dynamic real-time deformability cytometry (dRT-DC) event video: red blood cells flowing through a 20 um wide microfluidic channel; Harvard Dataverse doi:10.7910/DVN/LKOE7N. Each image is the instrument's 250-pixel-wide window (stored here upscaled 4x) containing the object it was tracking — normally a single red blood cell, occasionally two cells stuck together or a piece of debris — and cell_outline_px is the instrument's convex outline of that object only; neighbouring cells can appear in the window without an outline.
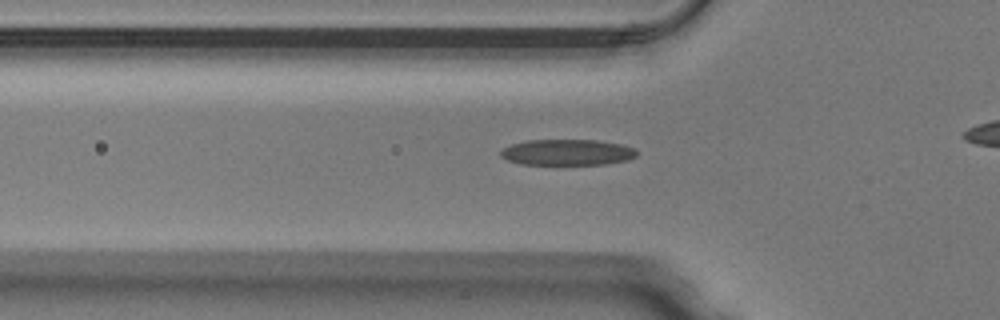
{"species": "Egyptian fruit bat (a non-hibernating species)", "species_latin": "Rousettus aegyptiacus", "temperature_condition": "warm", "stored_images_in_passage": 42, "camera_frame_rate_fps": 3000, "um_per_image_px": 0.085, "animal": {"sex": "male"}, "frame": {"image": 1, "passage_image": 16, "time_ms": 5.0, "image_size_px": [1000, 320], "cell_outline_px": [[636, 156], [628, 160], [604, 164], [520, 164], [508, 160], [500, 156], [500, 152], [504, 148], [512, 144], [528, 140], [596, 140], [624, 144], [636, 148]], "centroid_in_image_um": [48.25, 12.94], "position_along_channel_um": 77.6, "area_um2": 20.58}}
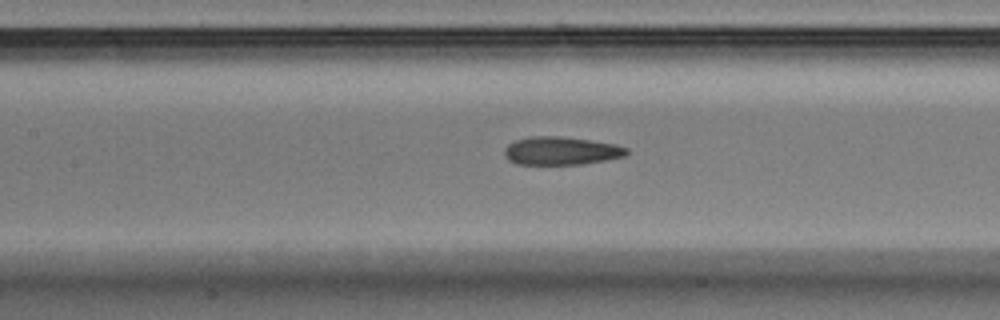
{"frame": {"image": 2, "passage_image": 22, "time_ms": 7.0, "image_size_px": [1000, 320], "cell_outline_px": [[628, 152], [624, 156], [604, 160], [580, 164], [516, 164], [508, 160], [504, 156], [504, 148], [508, 144], [516, 140], [528, 136], [560, 136], [616, 144], [628, 148]], "centroid_in_image_um": [47.65, 12.81], "position_along_channel_um": 159.8, "area_um2": 20.0}}
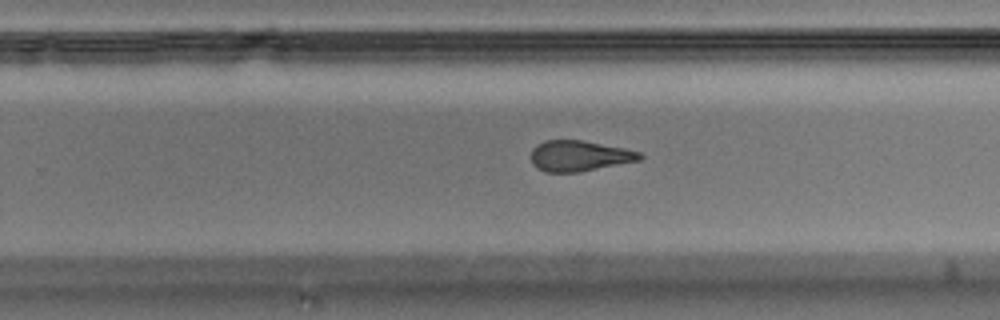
{"frame": {"image": 3, "passage_image": 31, "time_ms": 10.0, "image_size_px": [1000, 320], "cell_outline_px": [[644, 156], [640, 160], [580, 172], [544, 172], [536, 168], [532, 164], [532, 148], [536, 144], [544, 140], [584, 140], [624, 148], [640, 152]], "centroid_in_image_um": [49.22, 13.25], "position_along_channel_um": 280.6, "area_um2": 19.59}}